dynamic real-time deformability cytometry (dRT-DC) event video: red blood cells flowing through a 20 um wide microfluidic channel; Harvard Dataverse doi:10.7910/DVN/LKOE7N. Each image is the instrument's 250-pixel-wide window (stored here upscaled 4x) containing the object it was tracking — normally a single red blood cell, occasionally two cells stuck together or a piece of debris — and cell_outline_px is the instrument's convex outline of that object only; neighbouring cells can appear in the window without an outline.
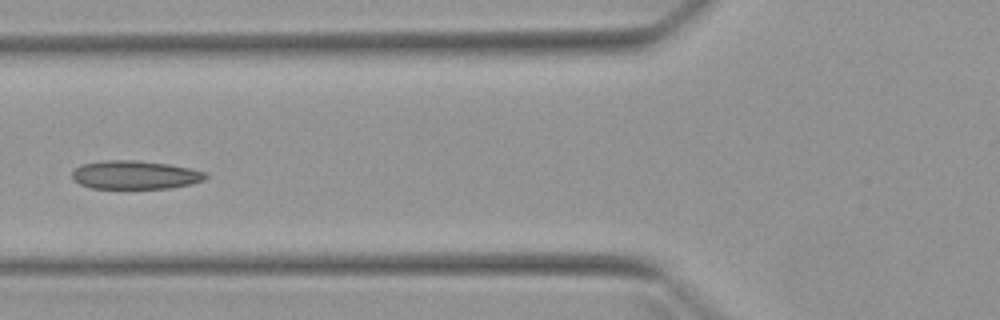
{"species": "Egyptian fruit bat (a non-hibernating species)", "species_latin": "Rousettus aegyptiacus", "temperature_condition": "warm", "stored_images_in_passage": 7, "camera_frame_rate_fps": 3000, "um_per_image_px": 0.085, "animal": {"sex": "female"}, "frame": {"image": 1, "passage_image": 6, "time_ms": 6.333, "image_size_px": [1000, 320], "cell_outline_px": [[208, 176], [204, 180], [192, 184], [168, 188], [92, 188], [80, 184], [72, 180], [72, 172], [80, 164], [100, 160], [140, 160], [168, 164], [208, 172]], "centroid_in_image_um": [11.47, 14.85], "position_along_channel_um": 114.3, "area_um2": 22.37}}
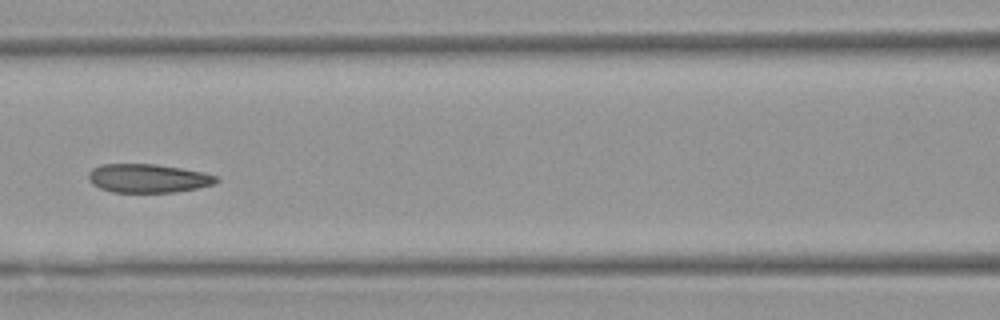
{"frame": {"image": 2, "passage_image": 7, "time_ms": 7.333, "image_size_px": [1000, 320], "cell_outline_px": [[220, 180], [212, 184], [196, 188], [176, 192], [112, 192], [100, 188], [92, 184], [88, 180], [88, 172], [92, 168], [100, 164], [156, 164], [204, 172], [216, 176]], "centroid_in_image_um": [12.54, 15.15], "position_along_channel_um": 154.1, "area_um2": 21.39}}